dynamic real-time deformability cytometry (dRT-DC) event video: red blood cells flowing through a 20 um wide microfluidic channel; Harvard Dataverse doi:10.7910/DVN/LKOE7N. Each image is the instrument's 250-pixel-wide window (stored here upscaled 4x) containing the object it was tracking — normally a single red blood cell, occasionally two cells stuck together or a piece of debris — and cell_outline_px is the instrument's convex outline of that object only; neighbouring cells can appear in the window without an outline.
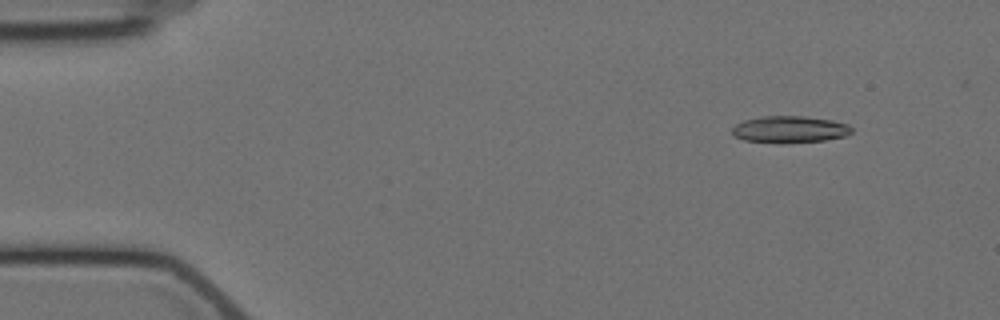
{"species": "Egyptian fruit bat (a non-hibernating species)", "species_latin": "Rousettus aegyptiacus", "temperature_condition": "cold", "stored_images_in_passage": 5, "camera_frame_rate_fps": 3000, "um_per_image_px": 0.085, "animal": {"sex": "female"}, "frame": {"image": 1, "passage_image": 2, "time_ms": 1.333, "image_size_px": [1000, 320], "cell_outline_px": [[852, 132], [848, 136], [824, 140], [776, 144], [744, 140], [732, 136], [732, 128], [736, 124], [744, 120], [760, 116], [804, 116], [832, 120], [848, 124], [852, 128]], "centroid_in_image_um": [67.11, 11.01], "position_along_channel_um": 17.9, "area_um2": 19.02}}